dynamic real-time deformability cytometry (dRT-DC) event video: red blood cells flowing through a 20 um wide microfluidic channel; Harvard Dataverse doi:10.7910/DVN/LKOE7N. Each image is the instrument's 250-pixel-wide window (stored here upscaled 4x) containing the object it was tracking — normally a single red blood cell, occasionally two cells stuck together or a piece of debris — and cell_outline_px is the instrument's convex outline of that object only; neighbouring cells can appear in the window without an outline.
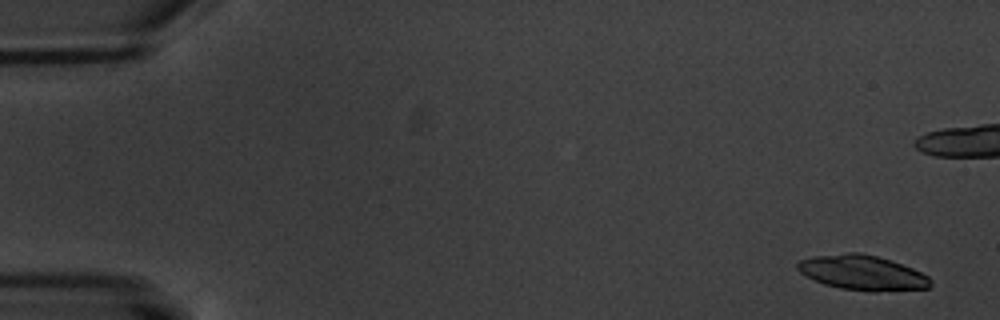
{"species": "common noctule bat (a hibernating species)", "species_latin": "Nyctalus noctula", "temperature_condition": "warm", "stored_images_in_passage": 6, "camera_frame_rate_fps": 3000, "um_per_image_px": 0.085, "animal": {"sex": "male", "body_mass_g": 20.1, "forearm_length_mm": 53.5}, "frame": {"image": 1, "passage_image": 1, "time_ms": 0.0, "image_size_px": [1000, 320], "cell_outline_px": [[932, 284], [928, 288], [876, 292], [872, 292], [840, 288], [824, 284], [800, 272], [796, 268], [796, 264], [800, 260], [812, 256], [848, 252], [860, 252], [892, 260], [912, 268], [928, 276], [932, 280]], "centroid_in_image_um": [73.32, 23.17], "position_along_channel_um": 11.7, "area_um2": 27.11}}